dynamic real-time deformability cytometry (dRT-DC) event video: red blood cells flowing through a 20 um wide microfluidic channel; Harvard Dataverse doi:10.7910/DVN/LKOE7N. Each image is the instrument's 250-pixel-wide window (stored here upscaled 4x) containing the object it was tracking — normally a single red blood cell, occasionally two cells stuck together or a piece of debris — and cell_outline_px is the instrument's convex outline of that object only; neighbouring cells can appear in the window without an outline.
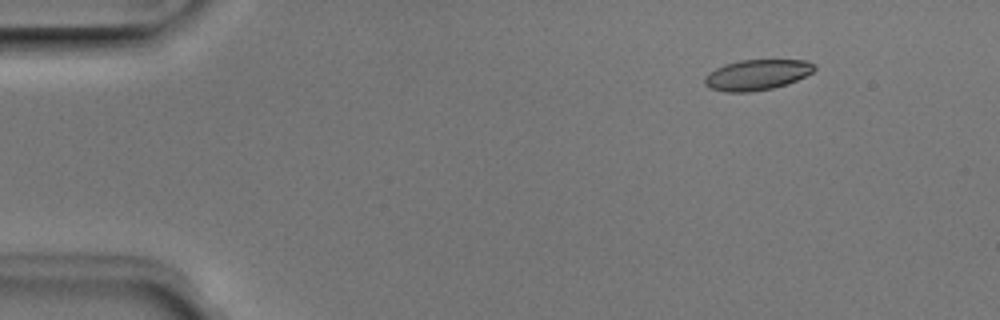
{"species": "Egyptian fruit bat (a non-hibernating species)", "species_latin": "Rousettus aegyptiacus", "temperature_condition": "room temperature", "stored_images_in_passage": 5, "camera_frame_rate_fps": 3000, "um_per_image_px": 0.085, "animal": {"sex": "male"}, "frame": {"image": 1, "passage_image": 2, "time_ms": 0.333, "image_size_px": [1000, 320], "cell_outline_px": [[816, 68], [812, 72], [796, 80], [772, 88], [752, 92], [724, 92], [708, 88], [704, 84], [704, 76], [716, 68], [724, 64], [740, 60], [808, 60], [816, 64]], "centroid_in_image_um": [64.31, 6.36], "position_along_channel_um": 20.7, "area_um2": 19.59}}
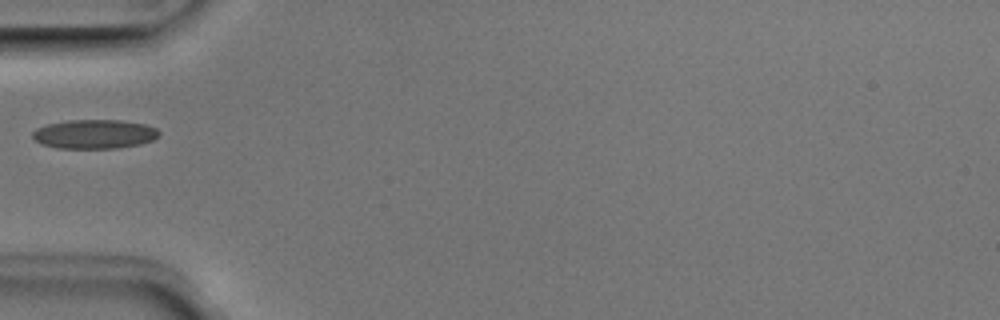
{"frame": {"image": 2, "passage_image": 5, "time_ms": 1.333, "image_size_px": [1000, 320], "cell_outline_px": [[160, 132], [152, 140], [140, 144], [116, 148], [56, 148], [40, 144], [32, 136], [32, 132], [36, 128], [48, 124], [68, 120], [120, 120], [144, 124], [156, 128]], "centroid_in_image_um": [7.99, 11.4], "position_along_channel_um": 77.0, "area_um2": 21.39}}